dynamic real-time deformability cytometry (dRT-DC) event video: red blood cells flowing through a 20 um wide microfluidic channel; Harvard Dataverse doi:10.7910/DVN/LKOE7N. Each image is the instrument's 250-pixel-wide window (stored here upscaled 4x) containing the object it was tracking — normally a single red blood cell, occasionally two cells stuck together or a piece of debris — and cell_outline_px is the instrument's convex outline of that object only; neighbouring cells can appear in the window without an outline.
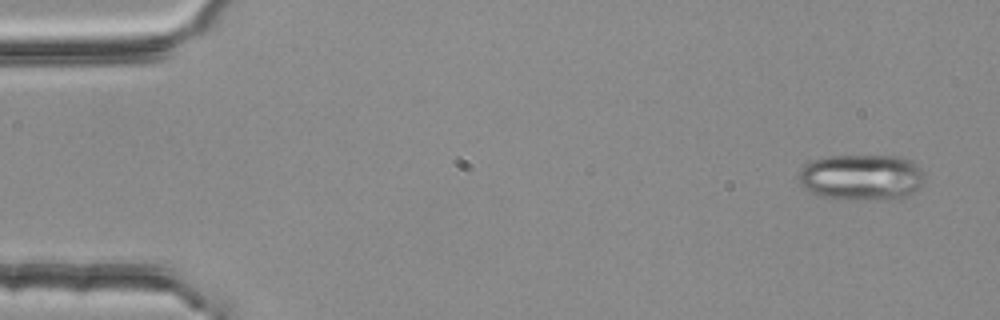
{"species": "common noctule bat (a hibernating species)", "species_latin": "Nyctalus noctula", "temperature_condition": "room temperature", "stored_images_in_passage": 3, "camera_frame_rate_fps": 3000, "um_per_image_px": 0.085, "animal": {"sex": "female", "body_mass_g": 25.1}, "frame": {"image": 1, "passage_image": 1, "time_ms": 0.0, "image_size_px": [1000, 320], "cell_outline_px": [[924, 180], [920, 188], [908, 196], [900, 200], [840, 200], [820, 196], [812, 192], [800, 184], [800, 172], [812, 160], [832, 156], [900, 156], [912, 160], [924, 172]], "centroid_in_image_um": [73.32, 15.1], "position_along_channel_um": 11.7, "area_um2": 34.28}}